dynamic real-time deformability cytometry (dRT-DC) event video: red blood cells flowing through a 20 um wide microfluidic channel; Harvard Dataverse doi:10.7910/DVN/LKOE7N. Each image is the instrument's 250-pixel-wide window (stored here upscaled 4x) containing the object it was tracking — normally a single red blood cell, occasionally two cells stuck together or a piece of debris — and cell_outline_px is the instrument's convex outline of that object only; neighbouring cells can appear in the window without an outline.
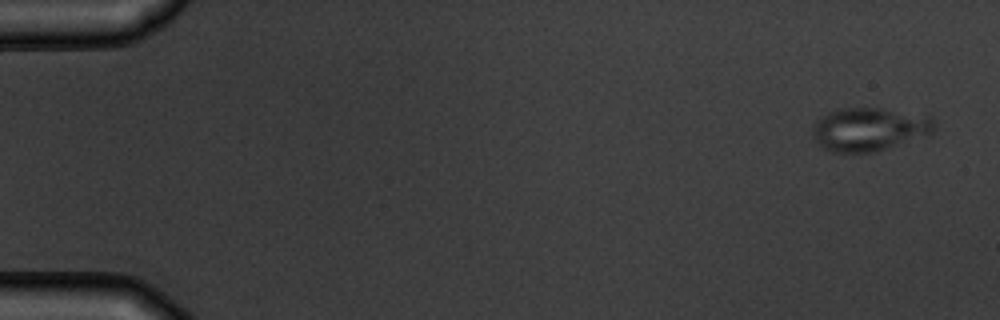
{"species": "common noctule bat (a hibernating species)", "species_latin": "Nyctalus noctula", "temperature_condition": "warm", "stored_images_in_passage": 4, "camera_frame_rate_fps": 3000, "um_per_image_px": 0.085, "animal": {"sex": "male", "body_mass_g": 19.5, "forearm_length_mm": 54.6}, "frame": {"image": 1, "passage_image": 1, "time_ms": 0.0, "image_size_px": [1000, 320], "cell_outline_px": [[936, 128], [932, 136], [872, 152], [828, 152], [820, 148], [812, 136], [812, 128], [816, 120], [820, 116], [828, 112], [844, 108], [880, 108], [928, 116], [936, 120]], "centroid_in_image_um": [73.91, 11.0], "position_along_channel_um": 11.1, "area_um2": 31.39}}